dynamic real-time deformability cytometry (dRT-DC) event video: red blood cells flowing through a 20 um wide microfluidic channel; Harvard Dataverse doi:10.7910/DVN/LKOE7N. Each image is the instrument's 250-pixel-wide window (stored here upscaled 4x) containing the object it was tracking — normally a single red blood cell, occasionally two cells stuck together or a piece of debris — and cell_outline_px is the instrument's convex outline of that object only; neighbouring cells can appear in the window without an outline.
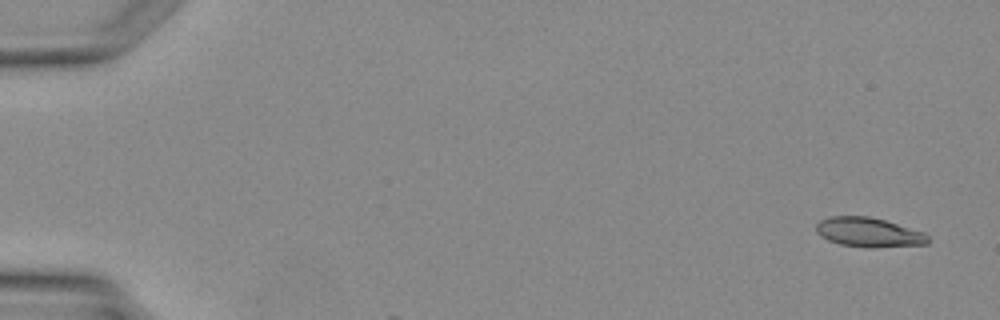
{"species": "Egyptian fruit bat (a non-hibernating species)", "species_latin": "Rousettus aegyptiacus", "temperature_condition": "warm", "stored_images_in_passage": 2, "camera_frame_rate_fps": 3000, "um_per_image_px": 0.085, "animal": {"sex": "female"}, "frame": {"image": 1, "passage_image": 1, "time_ms": 0.0, "image_size_px": [1000, 320], "cell_outline_px": [[932, 240], [928, 244], [876, 248], [868, 248], [840, 244], [828, 240], [820, 236], [816, 232], [816, 224], [820, 220], [828, 216], [868, 216], [884, 220], [924, 232]], "centroid_in_image_um": [73.85, 19.76], "position_along_channel_um": 11.2, "area_um2": 19.42}}